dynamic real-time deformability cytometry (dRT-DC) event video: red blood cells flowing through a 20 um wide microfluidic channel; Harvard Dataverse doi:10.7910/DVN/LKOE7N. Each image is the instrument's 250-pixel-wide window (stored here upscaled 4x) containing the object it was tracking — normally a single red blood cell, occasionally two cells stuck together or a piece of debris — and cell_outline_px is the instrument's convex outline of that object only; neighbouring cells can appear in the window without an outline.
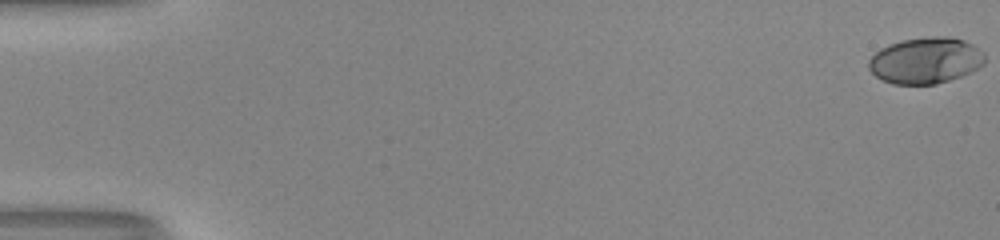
{"species": "human", "species_latin": "Homo sapiens", "temperature_condition": "room temperature", "stored_images_in_passage": 54, "camera_frame_rate_fps": 3000, "um_per_image_px": 0.085, "donor": {"sex": "male"}, "frame": {"image": 1, "passage_image": 1, "time_ms": 0.0, "image_size_px": [1000, 240], "cell_outline_px": [[984, 64], [972, 72], [936, 84], [892, 84], [876, 76], [868, 68], [868, 60], [880, 48], [888, 44], [900, 40], [932, 36], [948, 36], [964, 40], [972, 44], [984, 52]], "centroid_in_image_um": [78.67, 5.13], "position_along_channel_um": 6.3, "area_um2": 31.39}}
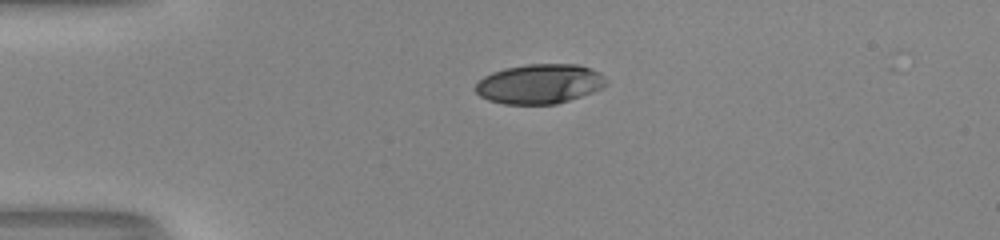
{"frame": {"image": 2, "passage_image": 15, "time_ms": 4.667, "image_size_px": [1000, 240], "cell_outline_px": [[608, 84], [604, 88], [556, 104], [504, 104], [488, 100], [480, 96], [472, 88], [484, 76], [492, 72], [504, 68], [528, 64], [580, 64], [592, 68], [600, 72], [608, 80]], "centroid_in_image_um": [45.89, 7.12], "position_along_channel_um": 39.1, "area_um2": 30.52}}
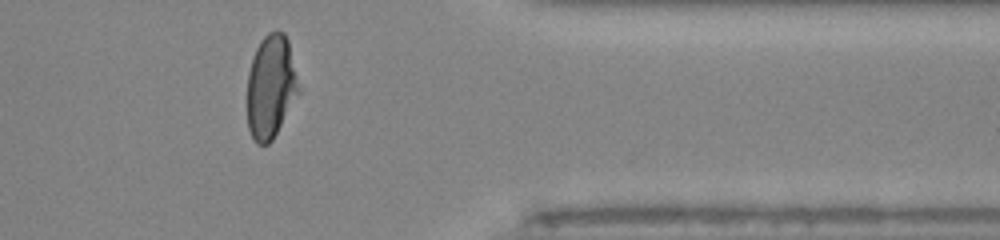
{"frame": {"image": 3, "passage_image": 45, "time_ms": 14.667, "image_size_px": [1000, 240], "cell_outline_px": [[300, 92], [272, 140], [268, 144], [256, 144], [248, 128], [248, 72], [252, 56], [260, 40], [268, 32], [284, 32], [288, 40], [300, 88]], "centroid_in_image_um": [23.02, 7.36], "position_along_channel_um": 388.4, "area_um2": 30.92}}